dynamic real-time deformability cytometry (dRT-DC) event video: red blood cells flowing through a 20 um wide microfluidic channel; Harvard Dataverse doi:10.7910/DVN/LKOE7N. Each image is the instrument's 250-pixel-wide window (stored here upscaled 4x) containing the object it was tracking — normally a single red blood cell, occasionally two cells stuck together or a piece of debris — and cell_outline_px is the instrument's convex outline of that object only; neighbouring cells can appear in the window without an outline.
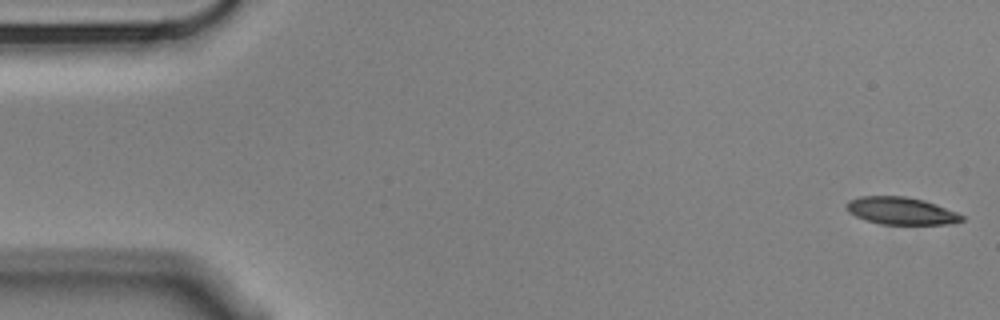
{"species": "Egyptian fruit bat (a non-hibernating species)", "species_latin": "Rousettus aegyptiacus", "temperature_condition": "cold", "stored_images_in_passage": 56, "camera_frame_rate_fps": 3000, "um_per_image_px": 0.085, "animal": {"sex": "male"}, "frame": {"image": 1, "passage_image": 1, "time_ms": 0.0, "image_size_px": [1000, 320], "cell_outline_px": [[964, 220], [948, 224], [880, 224], [856, 216], [848, 212], [844, 204], [848, 200], [860, 196], [904, 196], [924, 200], [936, 204], [956, 212], [964, 216]], "centroid_in_image_um": [76.56, 17.91], "position_along_channel_um": 8.4, "area_um2": 18.38}}
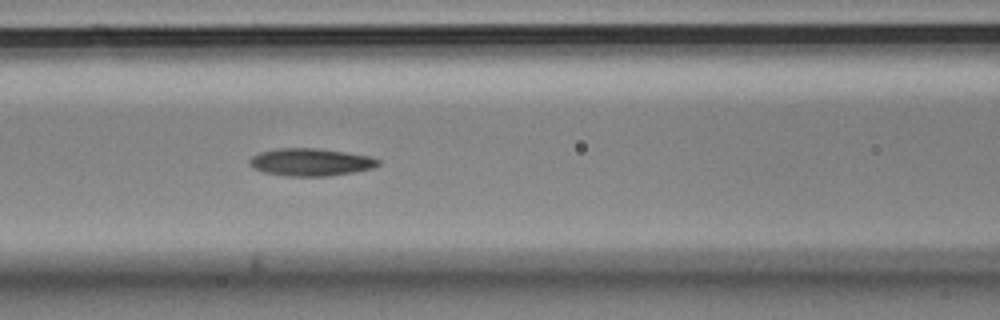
{"frame": {"image": 2, "passage_image": 23, "time_ms": 7.333, "image_size_px": [1000, 320], "cell_outline_px": [[380, 164], [372, 168], [352, 172], [328, 176], [284, 176], [264, 172], [252, 168], [248, 164], [248, 160], [252, 156], [260, 152], [276, 148], [316, 148], [344, 152], [368, 156], [380, 160]], "centroid_in_image_um": [26.34, 13.78], "position_along_channel_um": 140.3, "area_um2": 20.63}}
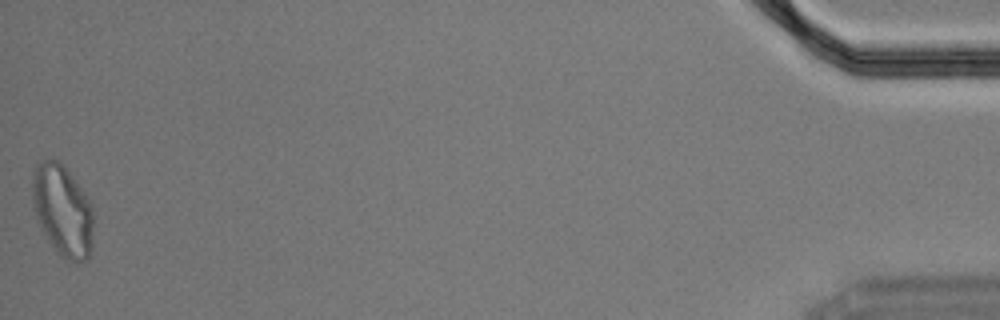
{"frame": {"image": 3, "passage_image": 56, "time_ms": 18.333, "image_size_px": [1000, 320], "cell_outline_px": [[92, 248], [88, 256], [84, 260], [76, 264], [60, 256], [56, 252], [44, 232], [40, 224], [32, 200], [32, 172], [36, 164], [44, 160], [56, 160], [64, 164], [88, 196], [92, 204]], "centroid_in_image_um": [5.34, 17.87], "position_along_channel_um": 429.9, "area_um2": 32.66}, "authors_computed_cell_mechanics": {"area_um2": 20.1433, "velocity_mm_per_s": 3.5205, "shape_relaxation_time_tau1_ms": 7.9869, "shape_relaxation_time_tau2_ms": 3.8309, "deformation_change_tau1": 0.2157, "deformation_change_tau2": 0.1151}}